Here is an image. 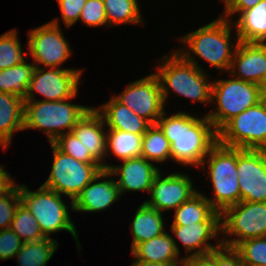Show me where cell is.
Wrapping results in <instances>:
<instances>
[{
    "label": "cell",
    "instance_id": "cell-22",
    "mask_svg": "<svg viewBox=\"0 0 266 266\" xmlns=\"http://www.w3.org/2000/svg\"><path fill=\"white\" fill-rule=\"evenodd\" d=\"M169 232L137 244L130 252L134 257L133 260L163 264H183L185 259L183 257L180 258L175 242Z\"/></svg>",
    "mask_w": 266,
    "mask_h": 266
},
{
    "label": "cell",
    "instance_id": "cell-35",
    "mask_svg": "<svg viewBox=\"0 0 266 266\" xmlns=\"http://www.w3.org/2000/svg\"><path fill=\"white\" fill-rule=\"evenodd\" d=\"M20 202L21 197L16 182L0 194V230L11 227L17 206Z\"/></svg>",
    "mask_w": 266,
    "mask_h": 266
},
{
    "label": "cell",
    "instance_id": "cell-38",
    "mask_svg": "<svg viewBox=\"0 0 266 266\" xmlns=\"http://www.w3.org/2000/svg\"><path fill=\"white\" fill-rule=\"evenodd\" d=\"M22 244V240L11 228L0 230V260L13 259Z\"/></svg>",
    "mask_w": 266,
    "mask_h": 266
},
{
    "label": "cell",
    "instance_id": "cell-16",
    "mask_svg": "<svg viewBox=\"0 0 266 266\" xmlns=\"http://www.w3.org/2000/svg\"><path fill=\"white\" fill-rule=\"evenodd\" d=\"M170 231L173 234L172 238L180 255L181 250L177 240L182 243L187 253V255L183 256L184 259L205 256L222 245L221 239H219L221 236V222H198L185 226L171 225ZM212 239L217 242L211 243L210 240Z\"/></svg>",
    "mask_w": 266,
    "mask_h": 266
},
{
    "label": "cell",
    "instance_id": "cell-4",
    "mask_svg": "<svg viewBox=\"0 0 266 266\" xmlns=\"http://www.w3.org/2000/svg\"><path fill=\"white\" fill-rule=\"evenodd\" d=\"M78 95L59 101L25 100L23 130H40L46 135L49 144L60 135L71 132L92 107L73 103L72 99Z\"/></svg>",
    "mask_w": 266,
    "mask_h": 266
},
{
    "label": "cell",
    "instance_id": "cell-24",
    "mask_svg": "<svg viewBox=\"0 0 266 266\" xmlns=\"http://www.w3.org/2000/svg\"><path fill=\"white\" fill-rule=\"evenodd\" d=\"M163 213L147 205L144 201L136 208L131 222L132 243L131 250L144 241L150 240L166 231Z\"/></svg>",
    "mask_w": 266,
    "mask_h": 266
},
{
    "label": "cell",
    "instance_id": "cell-31",
    "mask_svg": "<svg viewBox=\"0 0 266 266\" xmlns=\"http://www.w3.org/2000/svg\"><path fill=\"white\" fill-rule=\"evenodd\" d=\"M58 246V240L49 237L23 243L14 258L19 266H46L53 254H55Z\"/></svg>",
    "mask_w": 266,
    "mask_h": 266
},
{
    "label": "cell",
    "instance_id": "cell-36",
    "mask_svg": "<svg viewBox=\"0 0 266 266\" xmlns=\"http://www.w3.org/2000/svg\"><path fill=\"white\" fill-rule=\"evenodd\" d=\"M53 144L64 154L69 155L79 161L91 164H99L85 149L81 141L72 133L60 135Z\"/></svg>",
    "mask_w": 266,
    "mask_h": 266
},
{
    "label": "cell",
    "instance_id": "cell-26",
    "mask_svg": "<svg viewBox=\"0 0 266 266\" xmlns=\"http://www.w3.org/2000/svg\"><path fill=\"white\" fill-rule=\"evenodd\" d=\"M198 222H221V213L211 206L201 191L174 210L171 225L185 226Z\"/></svg>",
    "mask_w": 266,
    "mask_h": 266
},
{
    "label": "cell",
    "instance_id": "cell-3",
    "mask_svg": "<svg viewBox=\"0 0 266 266\" xmlns=\"http://www.w3.org/2000/svg\"><path fill=\"white\" fill-rule=\"evenodd\" d=\"M171 51L162 56L153 71L160 82L165 106L170 94L190 99L195 104L197 102L211 106L213 79L210 77L213 76L209 75L208 70L203 71L186 61L175 50Z\"/></svg>",
    "mask_w": 266,
    "mask_h": 266
},
{
    "label": "cell",
    "instance_id": "cell-8",
    "mask_svg": "<svg viewBox=\"0 0 266 266\" xmlns=\"http://www.w3.org/2000/svg\"><path fill=\"white\" fill-rule=\"evenodd\" d=\"M221 234L222 245L230 248L248 239L266 237V202L240 201L226 208L221 213Z\"/></svg>",
    "mask_w": 266,
    "mask_h": 266
},
{
    "label": "cell",
    "instance_id": "cell-2",
    "mask_svg": "<svg viewBox=\"0 0 266 266\" xmlns=\"http://www.w3.org/2000/svg\"><path fill=\"white\" fill-rule=\"evenodd\" d=\"M233 28V23L220 14L206 25L179 36L176 41L178 40L182 47L175 51L203 71L206 69L202 68L198 58L220 71V74L226 71L228 73L235 49L240 42Z\"/></svg>",
    "mask_w": 266,
    "mask_h": 266
},
{
    "label": "cell",
    "instance_id": "cell-25",
    "mask_svg": "<svg viewBox=\"0 0 266 266\" xmlns=\"http://www.w3.org/2000/svg\"><path fill=\"white\" fill-rule=\"evenodd\" d=\"M233 20L239 41L266 43V0L241 12Z\"/></svg>",
    "mask_w": 266,
    "mask_h": 266
},
{
    "label": "cell",
    "instance_id": "cell-17",
    "mask_svg": "<svg viewBox=\"0 0 266 266\" xmlns=\"http://www.w3.org/2000/svg\"><path fill=\"white\" fill-rule=\"evenodd\" d=\"M121 194L120 187L108 170H101L73 200V212L99 213L115 204Z\"/></svg>",
    "mask_w": 266,
    "mask_h": 266
},
{
    "label": "cell",
    "instance_id": "cell-34",
    "mask_svg": "<svg viewBox=\"0 0 266 266\" xmlns=\"http://www.w3.org/2000/svg\"><path fill=\"white\" fill-rule=\"evenodd\" d=\"M245 266L266 265V237L245 240L234 248Z\"/></svg>",
    "mask_w": 266,
    "mask_h": 266
},
{
    "label": "cell",
    "instance_id": "cell-23",
    "mask_svg": "<svg viewBox=\"0 0 266 266\" xmlns=\"http://www.w3.org/2000/svg\"><path fill=\"white\" fill-rule=\"evenodd\" d=\"M24 101L9 93L0 92V146L8 150L15 133L23 131Z\"/></svg>",
    "mask_w": 266,
    "mask_h": 266
},
{
    "label": "cell",
    "instance_id": "cell-45",
    "mask_svg": "<svg viewBox=\"0 0 266 266\" xmlns=\"http://www.w3.org/2000/svg\"><path fill=\"white\" fill-rule=\"evenodd\" d=\"M260 93L262 99L266 100V75L264 76L263 80L259 84Z\"/></svg>",
    "mask_w": 266,
    "mask_h": 266
},
{
    "label": "cell",
    "instance_id": "cell-33",
    "mask_svg": "<svg viewBox=\"0 0 266 266\" xmlns=\"http://www.w3.org/2000/svg\"><path fill=\"white\" fill-rule=\"evenodd\" d=\"M22 46L18 38V29L0 35V70L13 67L25 60L28 52H23Z\"/></svg>",
    "mask_w": 266,
    "mask_h": 266
},
{
    "label": "cell",
    "instance_id": "cell-27",
    "mask_svg": "<svg viewBox=\"0 0 266 266\" xmlns=\"http://www.w3.org/2000/svg\"><path fill=\"white\" fill-rule=\"evenodd\" d=\"M143 134H133L115 129L106 132V156L112 155L117 161L139 157L141 155Z\"/></svg>",
    "mask_w": 266,
    "mask_h": 266
},
{
    "label": "cell",
    "instance_id": "cell-12",
    "mask_svg": "<svg viewBox=\"0 0 266 266\" xmlns=\"http://www.w3.org/2000/svg\"><path fill=\"white\" fill-rule=\"evenodd\" d=\"M83 70L75 68L35 67L27 89L26 100L59 101L74 98L79 92Z\"/></svg>",
    "mask_w": 266,
    "mask_h": 266
},
{
    "label": "cell",
    "instance_id": "cell-37",
    "mask_svg": "<svg viewBox=\"0 0 266 266\" xmlns=\"http://www.w3.org/2000/svg\"><path fill=\"white\" fill-rule=\"evenodd\" d=\"M80 20L81 24L87 27L107 26L108 28L103 0H86L79 17Z\"/></svg>",
    "mask_w": 266,
    "mask_h": 266
},
{
    "label": "cell",
    "instance_id": "cell-15",
    "mask_svg": "<svg viewBox=\"0 0 266 266\" xmlns=\"http://www.w3.org/2000/svg\"><path fill=\"white\" fill-rule=\"evenodd\" d=\"M161 172L154 177L150 198L144 201L155 210L161 213L174 211L199 191L187 174L173 172L163 175Z\"/></svg>",
    "mask_w": 266,
    "mask_h": 266
},
{
    "label": "cell",
    "instance_id": "cell-30",
    "mask_svg": "<svg viewBox=\"0 0 266 266\" xmlns=\"http://www.w3.org/2000/svg\"><path fill=\"white\" fill-rule=\"evenodd\" d=\"M140 156L156 166L166 161L172 162L171 144L157 124H151L143 134Z\"/></svg>",
    "mask_w": 266,
    "mask_h": 266
},
{
    "label": "cell",
    "instance_id": "cell-41",
    "mask_svg": "<svg viewBox=\"0 0 266 266\" xmlns=\"http://www.w3.org/2000/svg\"><path fill=\"white\" fill-rule=\"evenodd\" d=\"M224 3V12L221 14L225 19L232 22L233 17L239 15L241 12L254 7L261 0H221ZM232 18V19H231Z\"/></svg>",
    "mask_w": 266,
    "mask_h": 266
},
{
    "label": "cell",
    "instance_id": "cell-5",
    "mask_svg": "<svg viewBox=\"0 0 266 266\" xmlns=\"http://www.w3.org/2000/svg\"><path fill=\"white\" fill-rule=\"evenodd\" d=\"M21 203H23L38 222L39 228L45 237L51 238L53 233L69 232L81 251V243L73 219V201L69 206L64 202V196L47 189L42 185L36 190H30L26 184L18 185ZM70 207V210H69ZM71 218V219H70Z\"/></svg>",
    "mask_w": 266,
    "mask_h": 266
},
{
    "label": "cell",
    "instance_id": "cell-18",
    "mask_svg": "<svg viewBox=\"0 0 266 266\" xmlns=\"http://www.w3.org/2000/svg\"><path fill=\"white\" fill-rule=\"evenodd\" d=\"M120 162L121 164L118 165L105 163V170H108L115 178L122 196L126 192L134 191L149 193L154 177L161 171V168L142 156Z\"/></svg>",
    "mask_w": 266,
    "mask_h": 266
},
{
    "label": "cell",
    "instance_id": "cell-32",
    "mask_svg": "<svg viewBox=\"0 0 266 266\" xmlns=\"http://www.w3.org/2000/svg\"><path fill=\"white\" fill-rule=\"evenodd\" d=\"M10 228L19 236L23 243L46 238L41 232L35 217L21 202L17 206Z\"/></svg>",
    "mask_w": 266,
    "mask_h": 266
},
{
    "label": "cell",
    "instance_id": "cell-40",
    "mask_svg": "<svg viewBox=\"0 0 266 266\" xmlns=\"http://www.w3.org/2000/svg\"><path fill=\"white\" fill-rule=\"evenodd\" d=\"M207 255L214 261L215 266H245L234 248L221 245Z\"/></svg>",
    "mask_w": 266,
    "mask_h": 266
},
{
    "label": "cell",
    "instance_id": "cell-20",
    "mask_svg": "<svg viewBox=\"0 0 266 266\" xmlns=\"http://www.w3.org/2000/svg\"><path fill=\"white\" fill-rule=\"evenodd\" d=\"M102 115L91 107L72 129V133L81 141L85 149L105 170L106 132Z\"/></svg>",
    "mask_w": 266,
    "mask_h": 266
},
{
    "label": "cell",
    "instance_id": "cell-21",
    "mask_svg": "<svg viewBox=\"0 0 266 266\" xmlns=\"http://www.w3.org/2000/svg\"><path fill=\"white\" fill-rule=\"evenodd\" d=\"M94 108L102 115L108 129L144 134L151 125L127 106L118 102L112 94L107 102Z\"/></svg>",
    "mask_w": 266,
    "mask_h": 266
},
{
    "label": "cell",
    "instance_id": "cell-9",
    "mask_svg": "<svg viewBox=\"0 0 266 266\" xmlns=\"http://www.w3.org/2000/svg\"><path fill=\"white\" fill-rule=\"evenodd\" d=\"M53 155L51 172L41 185L73 201L83 188L103 170L100 164L79 161L50 143Z\"/></svg>",
    "mask_w": 266,
    "mask_h": 266
},
{
    "label": "cell",
    "instance_id": "cell-19",
    "mask_svg": "<svg viewBox=\"0 0 266 266\" xmlns=\"http://www.w3.org/2000/svg\"><path fill=\"white\" fill-rule=\"evenodd\" d=\"M228 73L259 85L266 75V43L240 41Z\"/></svg>",
    "mask_w": 266,
    "mask_h": 266
},
{
    "label": "cell",
    "instance_id": "cell-1",
    "mask_svg": "<svg viewBox=\"0 0 266 266\" xmlns=\"http://www.w3.org/2000/svg\"><path fill=\"white\" fill-rule=\"evenodd\" d=\"M171 144V159L183 167L199 168L218 143V132L206 114L198 117L184 111H164L156 123Z\"/></svg>",
    "mask_w": 266,
    "mask_h": 266
},
{
    "label": "cell",
    "instance_id": "cell-13",
    "mask_svg": "<svg viewBox=\"0 0 266 266\" xmlns=\"http://www.w3.org/2000/svg\"><path fill=\"white\" fill-rule=\"evenodd\" d=\"M150 124H156L165 111L158 77L152 72L127 84L123 92L112 95Z\"/></svg>",
    "mask_w": 266,
    "mask_h": 266
},
{
    "label": "cell",
    "instance_id": "cell-43",
    "mask_svg": "<svg viewBox=\"0 0 266 266\" xmlns=\"http://www.w3.org/2000/svg\"><path fill=\"white\" fill-rule=\"evenodd\" d=\"M10 174L11 173H8V171L5 170V167L0 164V194L16 181V179H13Z\"/></svg>",
    "mask_w": 266,
    "mask_h": 266
},
{
    "label": "cell",
    "instance_id": "cell-11",
    "mask_svg": "<svg viewBox=\"0 0 266 266\" xmlns=\"http://www.w3.org/2000/svg\"><path fill=\"white\" fill-rule=\"evenodd\" d=\"M59 19L56 17L29 30L26 47L35 67L61 68L73 54Z\"/></svg>",
    "mask_w": 266,
    "mask_h": 266
},
{
    "label": "cell",
    "instance_id": "cell-28",
    "mask_svg": "<svg viewBox=\"0 0 266 266\" xmlns=\"http://www.w3.org/2000/svg\"><path fill=\"white\" fill-rule=\"evenodd\" d=\"M34 68V63L25 59L13 67L0 70V92L9 93L25 101Z\"/></svg>",
    "mask_w": 266,
    "mask_h": 266
},
{
    "label": "cell",
    "instance_id": "cell-42",
    "mask_svg": "<svg viewBox=\"0 0 266 266\" xmlns=\"http://www.w3.org/2000/svg\"><path fill=\"white\" fill-rule=\"evenodd\" d=\"M181 266H215V263L208 255H205L187 258Z\"/></svg>",
    "mask_w": 266,
    "mask_h": 266
},
{
    "label": "cell",
    "instance_id": "cell-7",
    "mask_svg": "<svg viewBox=\"0 0 266 266\" xmlns=\"http://www.w3.org/2000/svg\"><path fill=\"white\" fill-rule=\"evenodd\" d=\"M227 75L228 79H213V107L206 114L217 132L229 120L262 100L258 84L235 78L230 73Z\"/></svg>",
    "mask_w": 266,
    "mask_h": 266
},
{
    "label": "cell",
    "instance_id": "cell-14",
    "mask_svg": "<svg viewBox=\"0 0 266 266\" xmlns=\"http://www.w3.org/2000/svg\"><path fill=\"white\" fill-rule=\"evenodd\" d=\"M240 201L266 202V150L237 148Z\"/></svg>",
    "mask_w": 266,
    "mask_h": 266
},
{
    "label": "cell",
    "instance_id": "cell-29",
    "mask_svg": "<svg viewBox=\"0 0 266 266\" xmlns=\"http://www.w3.org/2000/svg\"><path fill=\"white\" fill-rule=\"evenodd\" d=\"M139 0H103L108 27L143 25Z\"/></svg>",
    "mask_w": 266,
    "mask_h": 266
},
{
    "label": "cell",
    "instance_id": "cell-6",
    "mask_svg": "<svg viewBox=\"0 0 266 266\" xmlns=\"http://www.w3.org/2000/svg\"><path fill=\"white\" fill-rule=\"evenodd\" d=\"M199 168L202 171L205 170L203 173L207 175L206 179L211 181L213 197L205 196V198L216 211L222 213L229 206L240 202L237 148L217 143L209 151Z\"/></svg>",
    "mask_w": 266,
    "mask_h": 266
},
{
    "label": "cell",
    "instance_id": "cell-39",
    "mask_svg": "<svg viewBox=\"0 0 266 266\" xmlns=\"http://www.w3.org/2000/svg\"><path fill=\"white\" fill-rule=\"evenodd\" d=\"M57 2L60 8L61 21L64 23V27L69 29L79 21L86 0H57Z\"/></svg>",
    "mask_w": 266,
    "mask_h": 266
},
{
    "label": "cell",
    "instance_id": "cell-44",
    "mask_svg": "<svg viewBox=\"0 0 266 266\" xmlns=\"http://www.w3.org/2000/svg\"><path fill=\"white\" fill-rule=\"evenodd\" d=\"M182 264H163V263H151L140 260H133L131 266H181Z\"/></svg>",
    "mask_w": 266,
    "mask_h": 266
},
{
    "label": "cell",
    "instance_id": "cell-10",
    "mask_svg": "<svg viewBox=\"0 0 266 266\" xmlns=\"http://www.w3.org/2000/svg\"><path fill=\"white\" fill-rule=\"evenodd\" d=\"M218 143L231 148L266 150V100L229 120L218 131Z\"/></svg>",
    "mask_w": 266,
    "mask_h": 266
}]
</instances>
